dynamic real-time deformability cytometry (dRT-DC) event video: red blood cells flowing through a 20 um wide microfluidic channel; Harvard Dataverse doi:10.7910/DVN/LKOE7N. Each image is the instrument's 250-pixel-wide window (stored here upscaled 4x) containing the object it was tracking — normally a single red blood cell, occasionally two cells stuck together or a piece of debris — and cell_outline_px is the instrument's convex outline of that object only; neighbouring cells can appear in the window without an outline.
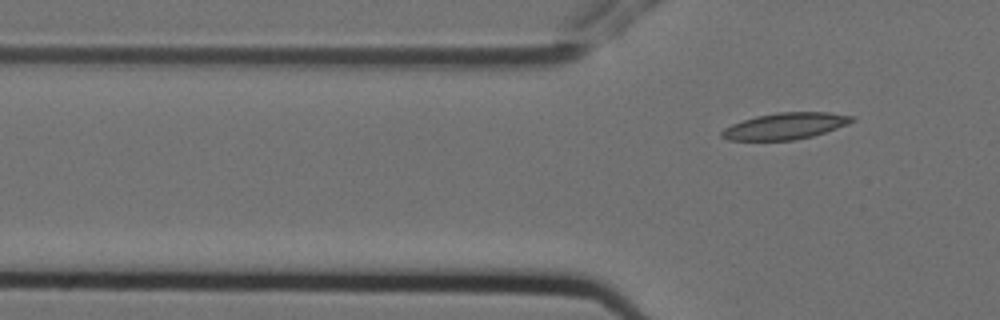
{"species": "Egyptian fruit bat (a non-hibernating species)", "species_latin": "Rousettus aegyptiacus", "temperature_condition": "cold", "stored_images_in_passage": 6, "segment_of_instrument_passage": [2, 2], "camera_frame_rate_fps": 3000, "um_per_image_px": 0.085, "animal": {"sex": "female"}, "frame": {"image": 1, "passage_image": 6, "time_ms": 1.667, "image_size_px": [1000, 320], "cell_outline_px": [[856, 120], [848, 124], [812, 136], [796, 140], [728, 140], [720, 136], [720, 132], [724, 128], [732, 124], [756, 116], [776, 112], [828, 112], [856, 116]], "centroid_in_image_um": [66.76, 10.71], "position_along_channel_um": 59.0, "area_um2": 20.11}}